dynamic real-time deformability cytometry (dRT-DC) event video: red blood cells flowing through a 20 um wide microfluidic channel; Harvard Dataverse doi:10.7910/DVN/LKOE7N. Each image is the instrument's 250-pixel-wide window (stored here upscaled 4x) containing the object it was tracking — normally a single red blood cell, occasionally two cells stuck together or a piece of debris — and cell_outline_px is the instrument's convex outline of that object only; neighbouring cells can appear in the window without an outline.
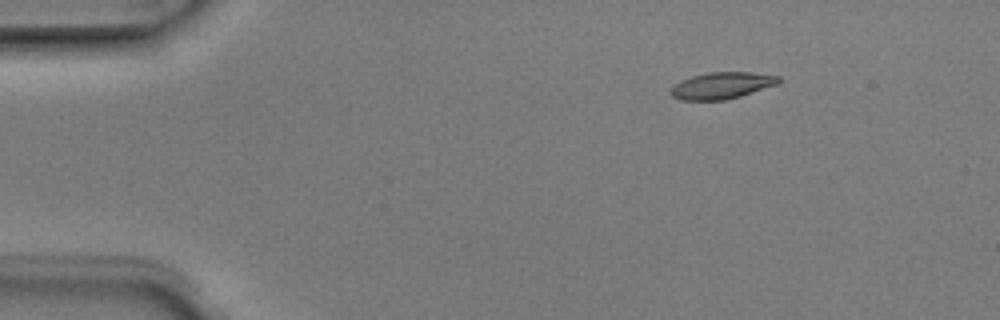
{"species": "Egyptian fruit bat (a non-hibernating species)", "species_latin": "Rousettus aegyptiacus", "temperature_condition": "room temperature", "stored_images_in_passage": 3, "camera_frame_rate_fps": 3000, "um_per_image_px": 0.085, "animal": {"sex": "male"}, "frame": {"image": 1, "passage_image": 2, "time_ms": 0.333, "image_size_px": [1000, 320], "cell_outline_px": [[780, 80], [776, 84], [740, 96], [724, 100], [680, 100], [672, 96], [668, 92], [680, 80], [692, 76], [708, 72], [752, 72], [780, 76]], "centroid_in_image_um": [61.31, 7.26], "position_along_channel_um": 23.7, "area_um2": 16.65}}